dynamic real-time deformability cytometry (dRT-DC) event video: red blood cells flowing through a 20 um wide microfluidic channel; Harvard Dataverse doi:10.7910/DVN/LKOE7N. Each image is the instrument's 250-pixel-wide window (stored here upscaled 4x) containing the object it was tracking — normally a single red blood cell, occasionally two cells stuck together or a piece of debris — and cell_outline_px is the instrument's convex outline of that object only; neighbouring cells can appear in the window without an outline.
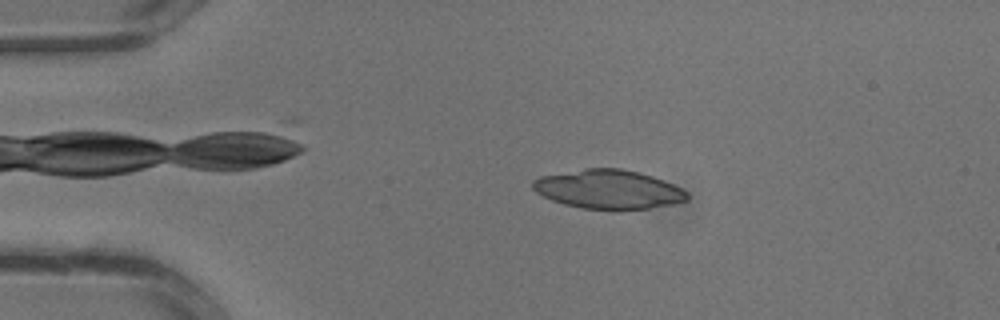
{"species": "common noctule bat (a hibernating species)", "species_latin": "Nyctalus noctula", "temperature_condition": "warm", "stored_images_in_passage": 31, "camera_frame_rate_fps": 3000, "um_per_image_px": 0.085, "animal": {"sex": "male", "body_mass_g": 13.3}, "frame": {"image": 1, "passage_image": 5, "time_ms": 1.333, "image_size_px": [1000, 320], "cell_outline_px": [[688, 200], [672, 204], [648, 208], [616, 212], [580, 208], [564, 204], [552, 200], [536, 192], [532, 188], [532, 180], [540, 176], [584, 168], [620, 168], [640, 172], [664, 180], [688, 192]], "centroid_in_image_um": [51.71, 16.11], "position_along_channel_um": 33.3, "area_um2": 35.72}}
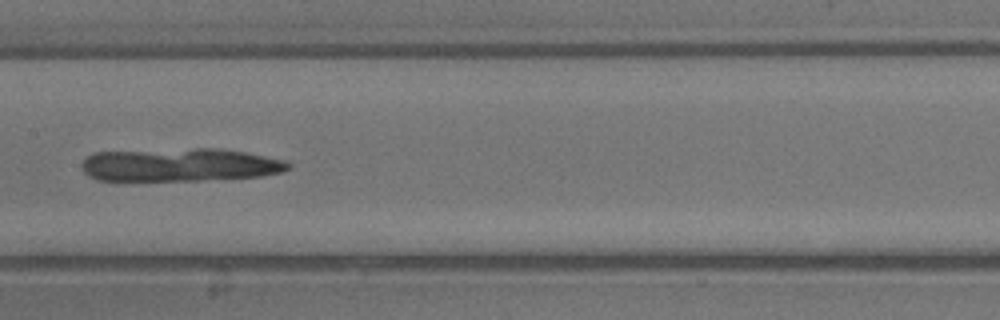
{"frame": {"image": 2, "passage_image": 15, "time_ms": 4.667, "image_size_px": [1000, 320], "cell_outline_px": [[292, 164], [288, 168], [280, 172], [260, 176], [200, 180], [96, 180], [88, 176], [80, 168], [80, 164], [92, 152], [196, 148], [220, 148], [244, 152], [284, 160]], "centroid_in_image_um": [15.23, 14.0], "position_along_channel_um": 192.2, "area_um2": 39.88}}
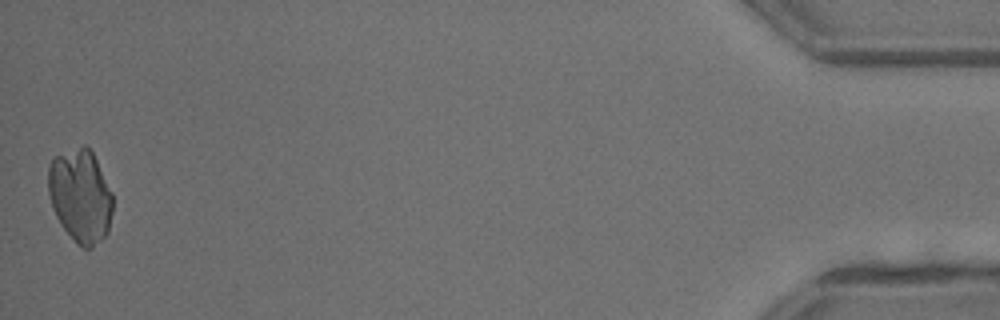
{"frame": {"image": 3, "passage_image": 31, "time_ms": 10.0, "image_size_px": [1000, 320], "cell_outline_px": [[112, 212], [108, 232], [92, 248], [84, 248], [60, 224], [52, 208], [48, 192], [48, 164], [56, 156], [84, 144], [92, 152], [112, 192]], "centroid_in_image_um": [6.83, 16.63], "position_along_channel_um": 428.4, "area_um2": 34.68}}